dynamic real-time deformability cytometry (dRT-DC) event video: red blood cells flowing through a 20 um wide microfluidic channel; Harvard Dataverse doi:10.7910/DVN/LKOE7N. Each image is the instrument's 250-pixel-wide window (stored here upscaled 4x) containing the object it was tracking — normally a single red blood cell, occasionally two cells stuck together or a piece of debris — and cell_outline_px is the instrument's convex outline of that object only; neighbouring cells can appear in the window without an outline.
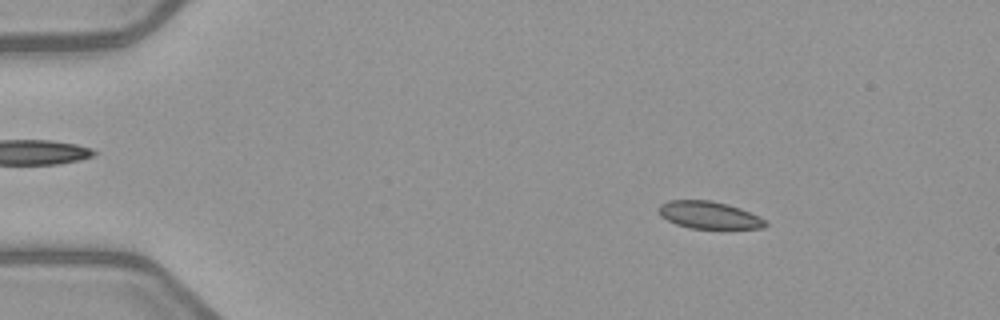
{"species": "common noctule bat (a hibernating species)", "species_latin": "Nyctalus noctula", "temperature_condition": "warm", "stored_images_in_passage": 4, "camera_frame_rate_fps": 3000, "um_per_image_px": 0.085, "animal": {"sex": "female", "body_mass_g": 21.9}, "frame": {"image": 1, "passage_image": 1, "time_ms": 0.0, "image_size_px": [1000, 320], "cell_outline_px": [[768, 224], [764, 228], [688, 228], [676, 224], [660, 216], [656, 208], [660, 204], [668, 200], [712, 200], [728, 204], [740, 208], [760, 216]], "centroid_in_image_um": [60.23, 18.27], "position_along_channel_um": 24.8, "area_um2": 17.11}}
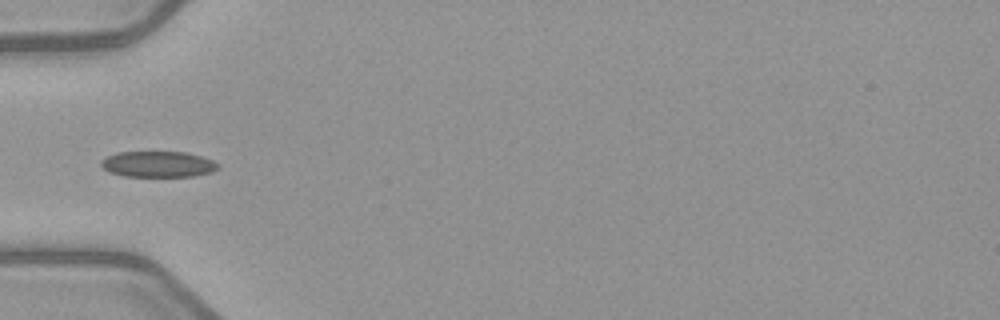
{"frame": {"image": 2, "passage_image": 4, "time_ms": 3.333, "image_size_px": [1000, 320], "cell_outline_px": [[220, 168], [212, 172], [192, 176], [124, 176], [108, 172], [100, 164], [100, 160], [116, 152], [188, 152], [212, 160], [220, 164]], "centroid_in_image_um": [13.44, 13.95], "position_along_channel_um": 71.6, "area_um2": 17.74}}